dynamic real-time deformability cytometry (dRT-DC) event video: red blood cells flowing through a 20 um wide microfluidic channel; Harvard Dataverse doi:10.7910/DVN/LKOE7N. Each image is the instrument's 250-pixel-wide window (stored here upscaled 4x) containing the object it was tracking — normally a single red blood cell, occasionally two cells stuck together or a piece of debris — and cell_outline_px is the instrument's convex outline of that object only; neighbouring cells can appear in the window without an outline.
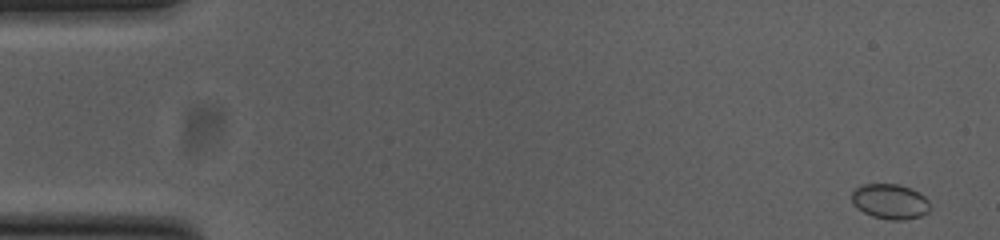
{"species": "common noctule bat (a hibernating species)", "species_latin": "Nyctalus noctula", "temperature_condition": "cold", "stored_images_in_passage": 53, "camera_frame_rate_fps": 3000, "um_per_image_px": 0.085, "animal": {"sex": "female", "body_mass_g": 23.0, "forearm_length_mm": 53.4}, "frame": {"image": 1, "passage_image": 1, "time_ms": 0.0, "image_size_px": [1000, 240], "cell_outline_px": [[932, 208], [928, 212], [920, 216], [904, 220], [892, 220], [872, 216], [856, 208], [852, 200], [852, 192], [856, 188], [864, 184], [896, 184], [920, 192], [928, 200]], "centroid_in_image_um": [75.68, 17.13], "position_along_channel_um": 9.3, "area_um2": 16.01}}
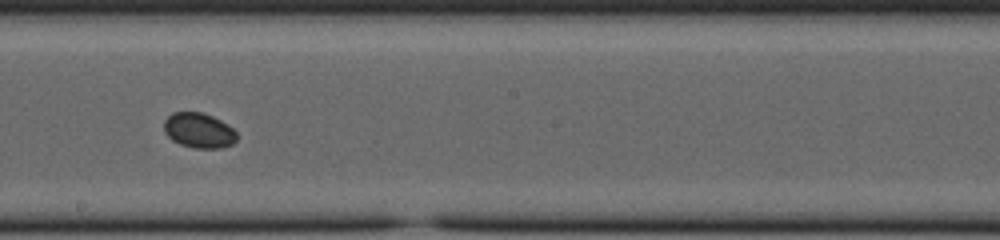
{"frame": {"image": 2, "passage_image": 29, "time_ms": 9.333, "image_size_px": [1000, 240], "cell_outline_px": [[236, 140], [232, 144], [220, 148], [196, 148], [180, 144], [172, 140], [164, 132], [164, 120], [172, 112], [200, 112], [212, 116], [228, 124], [236, 132]], "centroid_in_image_um": [16.89, 11.08], "position_along_channel_um": 231.3, "area_um2": 14.85}}
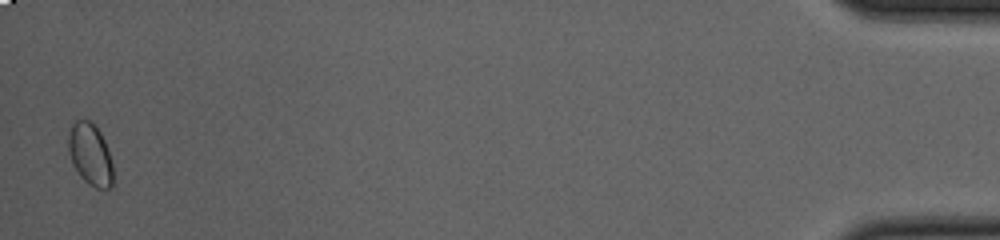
{"frame": {"image": 3, "passage_image": 52, "time_ms": 17.0, "image_size_px": [1000, 240], "cell_outline_px": [[112, 188], [96, 188], [88, 184], [80, 176], [72, 164], [68, 148], [68, 132], [72, 124], [76, 120], [92, 120], [100, 132], [104, 140], [112, 164]], "centroid_in_image_um": [7.65, 13.11], "position_along_channel_um": 427.6, "area_um2": 16.13}, "authors_computed_cell_mechanics": {"area_um2": 14.9702, "velocity_mm_per_s": 3.7875, "shape_relaxation_time_tau1_ms": 1.0706, "shape_relaxation_time_tau2_ms": null, "deformation_change_tau1": 0.0227, "deformation_change_tau2": null}}